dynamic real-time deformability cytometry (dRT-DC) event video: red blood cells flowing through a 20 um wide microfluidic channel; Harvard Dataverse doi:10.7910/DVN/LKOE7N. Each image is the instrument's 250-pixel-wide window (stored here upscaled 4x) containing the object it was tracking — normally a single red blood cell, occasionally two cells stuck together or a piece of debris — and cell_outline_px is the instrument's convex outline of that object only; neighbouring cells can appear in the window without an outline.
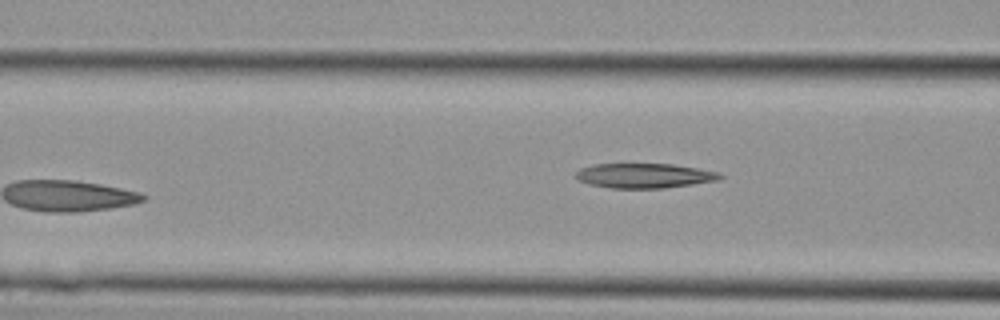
{"species": "Egyptian fruit bat (a non-hibernating species)", "species_latin": "Rousettus aegyptiacus", "temperature_condition": "cold", "stored_images_in_passage": 11, "camera_frame_rate_fps": 3000, "um_per_image_px": 0.085, "animal": {"sex": "female"}, "frame": {"image": 1, "passage_image": 11, "time_ms": 3.333, "image_size_px": [1000, 320], "cell_outline_px": [[724, 176], [716, 180], [692, 184], [664, 188], [612, 188], [588, 184], [580, 180], [576, 176], [576, 172], [580, 168], [592, 164], [672, 164], [696, 168], [716, 172]], "centroid_in_image_um": [54.72, 14.93], "position_along_channel_um": 111.9, "area_um2": 20.52}}